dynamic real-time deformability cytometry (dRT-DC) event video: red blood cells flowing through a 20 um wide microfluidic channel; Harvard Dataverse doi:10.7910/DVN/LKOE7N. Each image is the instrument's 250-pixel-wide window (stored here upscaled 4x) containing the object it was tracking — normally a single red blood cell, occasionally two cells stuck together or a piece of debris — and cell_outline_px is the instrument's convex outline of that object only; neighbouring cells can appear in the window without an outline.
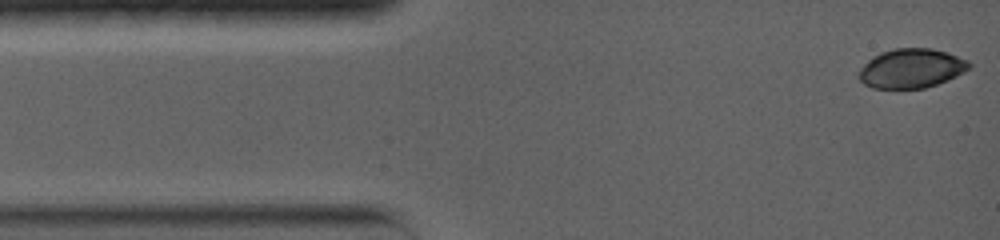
{"species": "common noctule bat (a hibernating species)", "species_latin": "Nyctalus noctula", "temperature_condition": "warm", "stored_images_in_passage": 18, "camera_frame_rate_fps": 5000, "um_per_image_px": 0.085, "animal": {"sex": "female", "body_mass_g": 19.0, "forearm_length_mm": 56.7}, "frame": {"image": 1, "passage_image": 1, "time_ms": 0.0, "image_size_px": [1000, 240], "cell_outline_px": [[972, 64], [964, 72], [948, 80], [924, 88], [872, 88], [864, 84], [856, 76], [860, 68], [868, 60], [880, 52], [896, 48], [932, 48], [948, 52], [968, 60]], "centroid_in_image_um": [77.45, 5.8], "position_along_channel_um": 7.5, "area_um2": 25.37}}
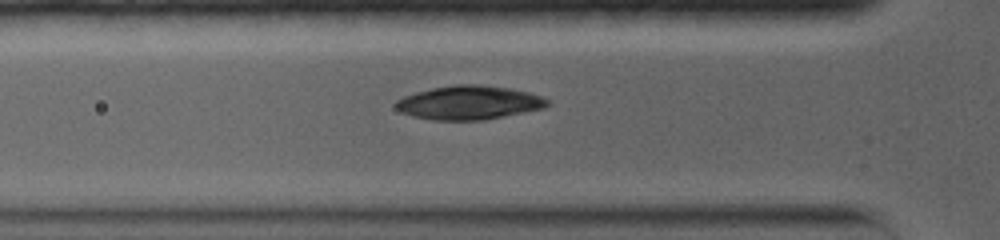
{"frame": {"image": 2, "passage_image": 12, "time_ms": 4.0, "image_size_px": [1000, 240], "cell_outline_px": [[548, 104], [544, 108], [484, 120], [432, 120], [412, 116], [400, 112], [396, 108], [396, 100], [404, 96], [416, 92], [432, 88], [452, 84], [480, 84], [508, 88], [528, 92], [540, 96], [548, 100]], "centroid_in_image_um": [39.83, 8.72], "position_along_channel_um": 86.0, "area_um2": 29.82}}
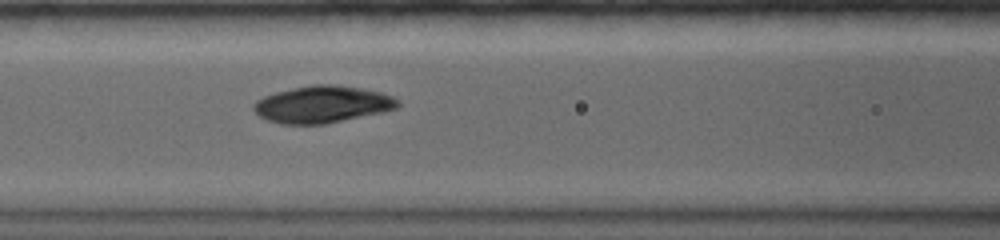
{"frame": {"image": 3, "passage_image": 16, "time_ms": 5.4, "image_size_px": [1000, 240], "cell_outline_px": [[400, 104], [396, 108], [384, 112], [324, 124], [280, 124], [268, 120], [260, 116], [252, 108], [256, 100], [264, 96], [276, 92], [292, 88], [312, 84], [332, 84], [360, 88], [380, 92], [392, 96], [400, 100]], "centroid_in_image_um": [27.41, 8.87], "position_along_channel_um": 139.2, "area_um2": 31.04}}